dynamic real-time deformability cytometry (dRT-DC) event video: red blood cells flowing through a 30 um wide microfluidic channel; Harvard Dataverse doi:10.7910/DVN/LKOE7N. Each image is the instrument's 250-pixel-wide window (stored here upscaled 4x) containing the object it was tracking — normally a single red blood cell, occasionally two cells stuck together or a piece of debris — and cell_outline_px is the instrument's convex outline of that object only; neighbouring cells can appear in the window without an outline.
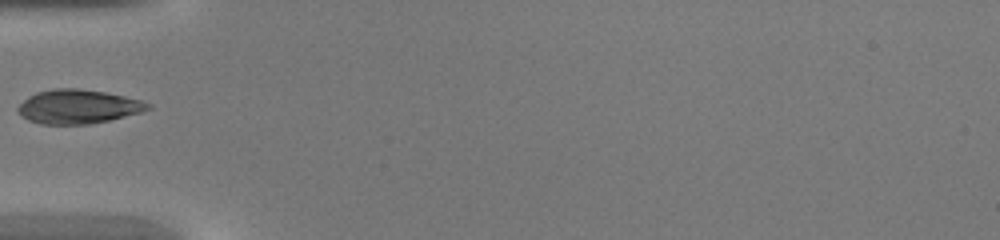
{"species": "common noctule bat (a hibernating species)", "species_latin": "Nyctalus noctula", "temperature_condition": "warm", "stored_images_in_passage": 30, "camera_frame_rate_fps": 3000, "um_per_image_px": 0.085, "animal": {"sex": "female", "body_mass_g": 20.0, "forearm_length_mm": 54.0}, "frame": {"image": 1, "passage_image": 1, "time_ms": 0.0, "image_size_px": [1000, 240], "cell_outline_px": [[152, 108], [140, 112], [108, 120], [88, 124], [40, 124], [28, 120], [20, 116], [16, 112], [16, 108], [28, 96], [36, 92], [52, 88], [76, 88], [104, 92], [124, 96], [140, 100], [152, 104]], "centroid_in_image_um": [6.58, 9.06], "position_along_channel_um": 78.4, "area_um2": 25.78}}
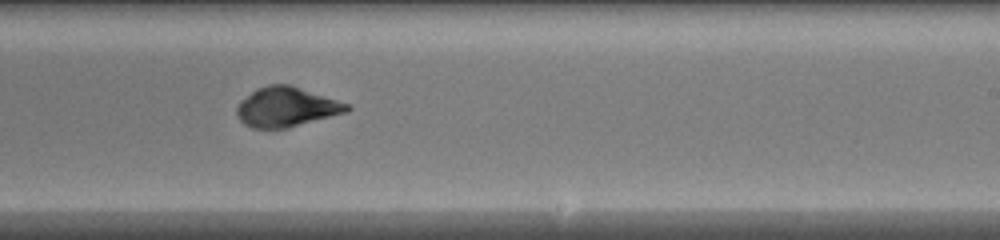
{"frame": {"image": 2, "passage_image": 13, "time_ms": 4.0, "image_size_px": [1000, 240], "cell_outline_px": [[352, 108], [348, 112], [288, 128], [252, 128], [244, 124], [236, 116], [236, 108], [240, 100], [256, 88], [268, 84], [288, 84], [348, 104]], "centroid_in_image_um": [24.3, 9.1], "position_along_channel_um": 264.7, "area_um2": 25.43}}
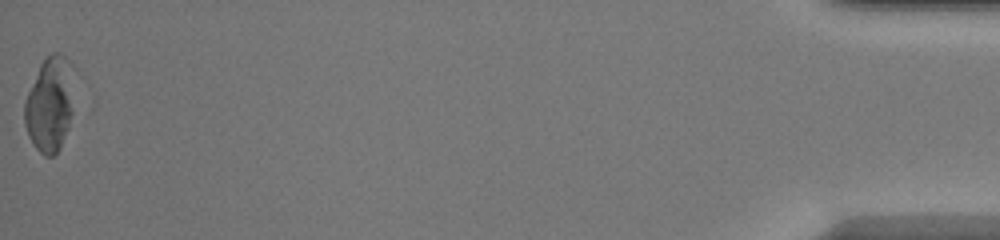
{"frame": {"image": 3, "passage_image": 30, "time_ms": 9.667, "image_size_px": [1000, 240], "cell_outline_px": [[72, 112], [68, 128], [60, 148], [52, 156], [44, 156], [32, 144], [28, 136], [24, 124], [24, 100], [40, 64], [52, 52], [60, 52], [72, 64]], "centroid_in_image_um": [4.21, 8.86], "position_along_channel_um": 431.0, "area_um2": 27.51}}